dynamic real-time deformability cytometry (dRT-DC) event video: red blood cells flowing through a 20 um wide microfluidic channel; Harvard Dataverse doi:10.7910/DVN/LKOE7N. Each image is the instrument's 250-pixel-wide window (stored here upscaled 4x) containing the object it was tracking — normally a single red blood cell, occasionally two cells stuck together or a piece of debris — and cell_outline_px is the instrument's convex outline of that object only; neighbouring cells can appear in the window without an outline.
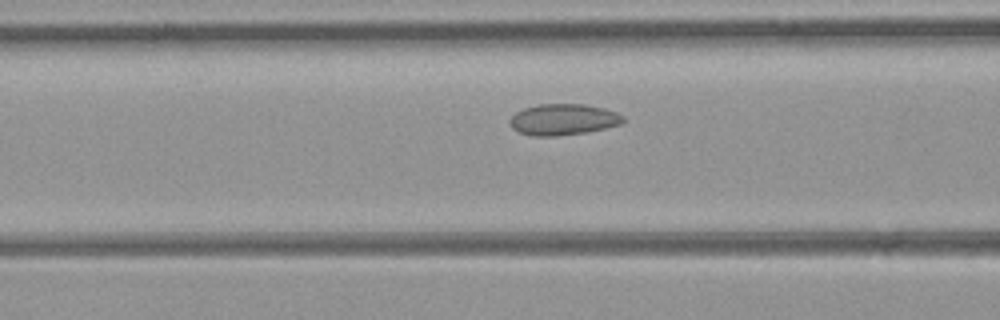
{"species": "common noctule bat (a hibernating species)", "species_latin": "Nyctalus noctula", "temperature_condition": "room temperature", "stored_images_in_passage": 31, "camera_frame_rate_fps": 3000, "um_per_image_px": 0.085, "animal": {"sex": "female", "body_mass_g": 21.9}, "frame": {"image": 1, "passage_image": 11, "time_ms": 3.333, "image_size_px": [1000, 320], "cell_outline_px": [[624, 120], [620, 124], [588, 132], [556, 136], [532, 136], [520, 132], [512, 128], [508, 120], [516, 112], [524, 108], [536, 104], [584, 104], [604, 108], [616, 112], [624, 116]], "centroid_in_image_um": [47.85, 10.15], "position_along_channel_um": 118.7, "area_um2": 20.63}}
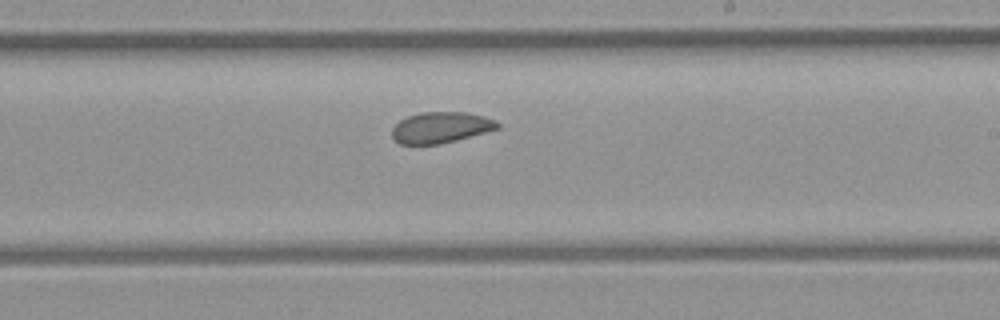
{"frame": {"image": 2, "passage_image": 20, "time_ms": 6.333, "image_size_px": [1000, 320], "cell_outline_px": [[500, 128], [456, 140], [440, 144], [400, 144], [392, 136], [392, 128], [400, 120], [408, 116], [420, 112], [464, 112], [484, 116], [496, 120], [500, 124]], "centroid_in_image_um": [37.48, 10.83], "position_along_channel_um": 251.5, "area_um2": 19.02}}
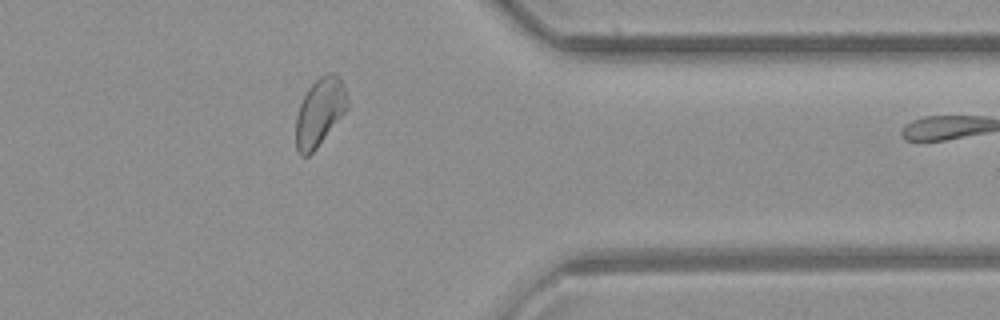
{"frame": {"image": 3, "passage_image": 30, "time_ms": 9.667, "image_size_px": [1000, 320], "cell_outline_px": [[348, 108], [316, 148], [308, 156], [300, 156], [296, 148], [296, 116], [300, 104], [308, 88], [320, 76], [328, 72], [336, 72], [348, 96]], "centroid_in_image_um": [27.17, 9.51], "position_along_channel_um": 384.2, "area_um2": 20.23}}